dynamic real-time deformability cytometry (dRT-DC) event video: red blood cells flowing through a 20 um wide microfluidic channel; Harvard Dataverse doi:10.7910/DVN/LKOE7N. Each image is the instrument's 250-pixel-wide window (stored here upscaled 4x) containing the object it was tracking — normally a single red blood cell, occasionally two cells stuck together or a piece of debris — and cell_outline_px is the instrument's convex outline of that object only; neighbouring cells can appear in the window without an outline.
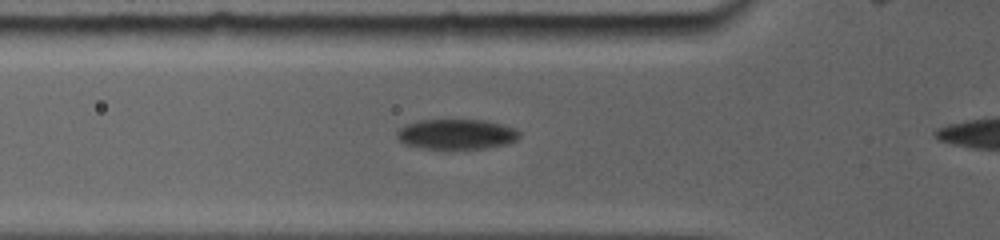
{"species": "common noctule bat (a hibernating species)", "species_latin": "Nyctalus noctula", "temperature_condition": "room temperature", "stored_images_in_passage": 34, "camera_frame_rate_fps": 5000, "um_per_image_px": 0.085, "animal": {"sex": "female", "body_mass_g": 19.0, "forearm_length_mm": 56.7}, "frame": {"image": 1, "passage_image": 7, "time_ms": 3.2, "image_size_px": [1000, 240], "cell_outline_px": [[520, 136], [516, 140], [484, 148], [428, 148], [408, 144], [400, 140], [396, 136], [408, 124], [420, 120], [484, 120], [512, 128]], "centroid_in_image_um": [38.8, 11.39], "position_along_channel_um": 87.0, "area_um2": 20.4}}
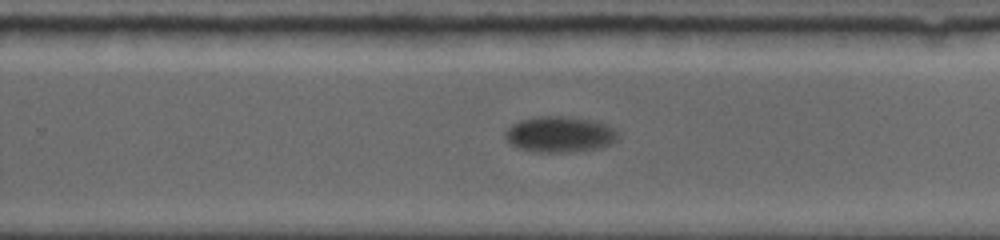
{"frame": {"image": 2, "passage_image": 22, "time_ms": 8.6, "image_size_px": [1000, 240], "cell_outline_px": [[620, 136], [616, 140], [600, 148], [568, 152], [536, 152], [520, 148], [508, 144], [504, 136], [504, 132], [512, 124], [520, 120], [540, 116], [568, 116], [596, 120], [612, 128]], "centroid_in_image_um": [47.55, 11.41], "position_along_channel_um": 282.3, "area_um2": 23.7}}
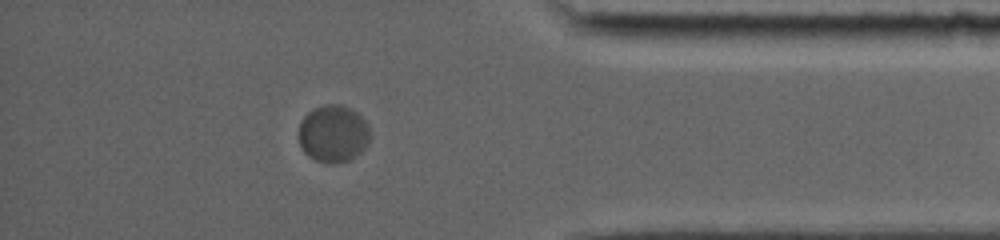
{"frame": {"image": 3, "passage_image": 33, "time_ms": 12.4, "image_size_px": [1000, 240], "cell_outline_px": [[372, 136], [364, 148], [356, 156], [348, 160], [332, 164], [324, 164], [308, 156], [304, 152], [300, 144], [300, 120], [312, 108], [324, 104], [340, 104], [352, 108], [368, 124]], "centroid_in_image_um": [28.34, 11.35], "position_along_channel_um": 406.9, "area_um2": 24.1}}